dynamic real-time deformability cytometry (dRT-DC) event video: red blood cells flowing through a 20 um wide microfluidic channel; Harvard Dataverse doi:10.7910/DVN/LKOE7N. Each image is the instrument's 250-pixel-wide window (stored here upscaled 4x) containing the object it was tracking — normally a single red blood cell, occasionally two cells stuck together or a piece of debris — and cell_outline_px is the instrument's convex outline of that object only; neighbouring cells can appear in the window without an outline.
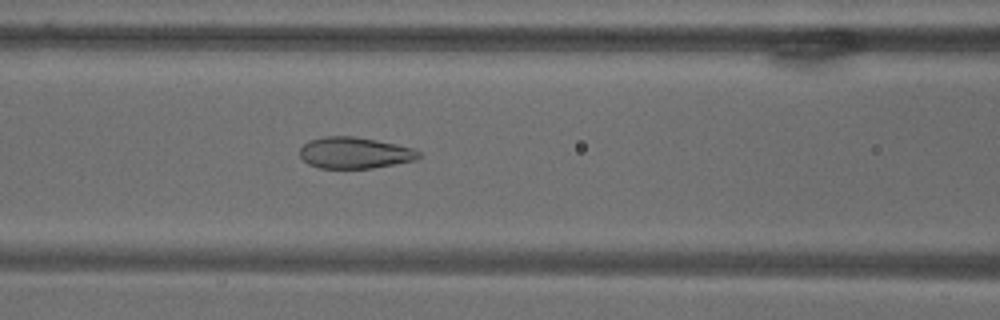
{"species": "common noctule bat (a hibernating species)", "species_latin": "Nyctalus noctula", "temperature_condition": "warm", "stored_images_in_passage": 9, "camera_frame_rate_fps": 3000, "um_per_image_px": 0.085, "animal": {"sex": "male", "body_mass_g": 18.8}, "frame": {"image": 1, "passage_image": 9, "time_ms": 10.333, "image_size_px": [1000, 320], "cell_outline_px": [[420, 156], [416, 160], [372, 168], [320, 168], [308, 164], [300, 156], [300, 148], [308, 140], [324, 136], [352, 136], [376, 140], [396, 144], [412, 148], [420, 152]], "centroid_in_image_um": [30.13, 12.99], "position_along_channel_um": 136.5, "area_um2": 21.68}}